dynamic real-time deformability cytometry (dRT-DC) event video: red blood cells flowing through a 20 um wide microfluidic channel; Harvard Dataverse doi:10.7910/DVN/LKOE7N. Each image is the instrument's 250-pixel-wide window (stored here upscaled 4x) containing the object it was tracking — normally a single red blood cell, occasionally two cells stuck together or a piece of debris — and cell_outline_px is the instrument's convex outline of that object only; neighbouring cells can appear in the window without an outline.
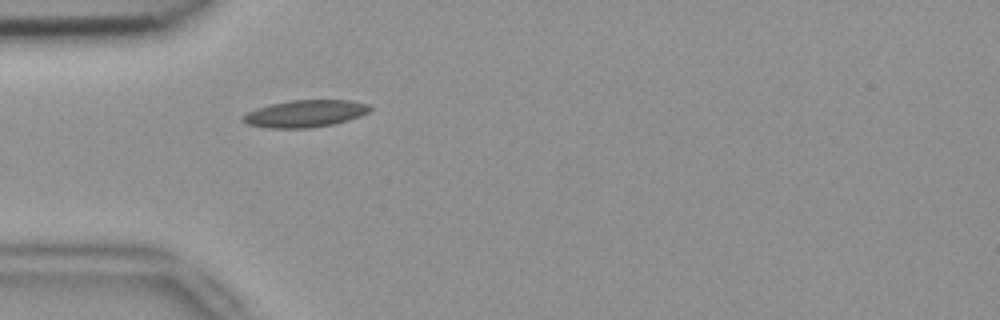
{"species": "common noctule bat (a hibernating species)", "species_latin": "Nyctalus noctula", "temperature_condition": "room temperature", "stored_images_in_passage": 38, "camera_frame_rate_fps": 3000, "um_per_image_px": 0.085, "animal": {"sex": "female", "body_mass_g": 18.4}, "frame": {"image": 1, "passage_image": 1, "time_ms": 0.0, "image_size_px": [1000, 320], "cell_outline_px": [[372, 108], [368, 112], [360, 116], [348, 120], [332, 124], [312, 128], [268, 128], [248, 124], [240, 120], [240, 116], [256, 108], [272, 104], [292, 100], [352, 100], [368, 104]], "centroid_in_image_um": [25.92, 9.66], "position_along_channel_um": 59.1, "area_um2": 20.11}}
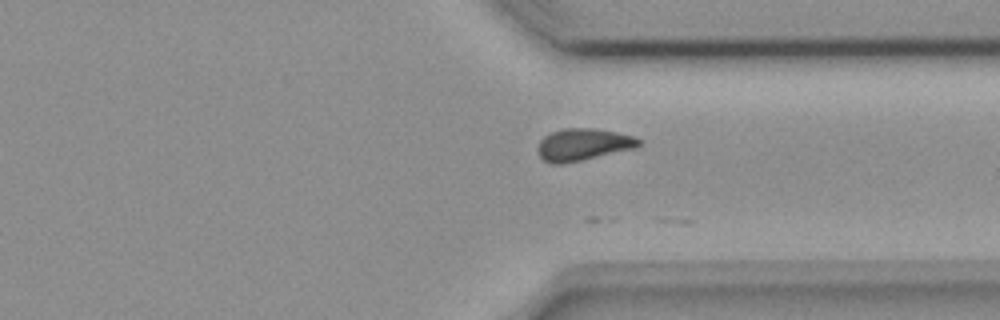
{"frame": {"image": 2, "passage_image": 25, "time_ms": 8.0, "image_size_px": [1000, 320], "cell_outline_px": [[640, 144], [636, 148], [564, 164], [552, 164], [544, 160], [540, 156], [536, 148], [540, 140], [544, 136], [552, 132], [564, 128], [596, 128], [616, 132], [632, 136], [640, 140]], "centroid_in_image_um": [49.53, 12.29], "position_along_channel_um": 361.9, "area_um2": 18.9}}
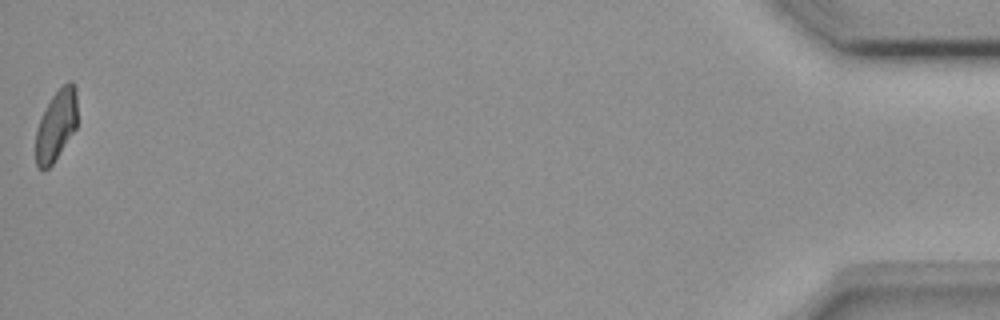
{"frame": {"image": 3, "passage_image": 38, "time_ms": 12.333, "image_size_px": [1000, 320], "cell_outline_px": [[76, 128], [52, 164], [48, 168], [40, 168], [36, 164], [36, 128], [52, 96], [68, 80], [72, 80], [76, 88]], "centroid_in_image_um": [4.78, 10.63], "position_along_channel_um": 430.4, "area_um2": 16.76}}